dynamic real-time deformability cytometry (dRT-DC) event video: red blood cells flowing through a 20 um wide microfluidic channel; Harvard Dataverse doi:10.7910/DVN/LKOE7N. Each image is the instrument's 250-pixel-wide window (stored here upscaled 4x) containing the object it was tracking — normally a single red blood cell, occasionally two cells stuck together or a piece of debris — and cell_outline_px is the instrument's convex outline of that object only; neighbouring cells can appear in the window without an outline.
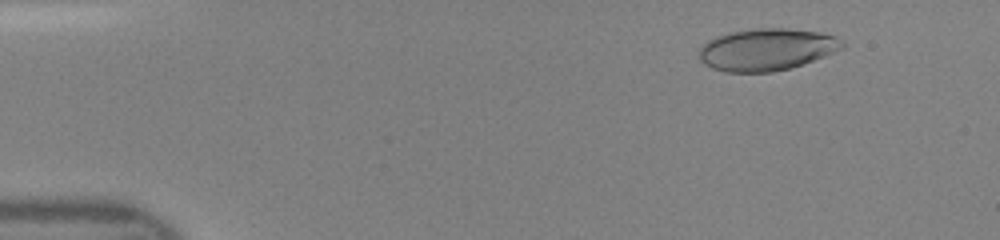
{"species": "human", "species_latin": "Homo sapiens", "temperature_condition": "room temperature", "stored_images_in_passage": 47, "camera_frame_rate_fps": 3000, "um_per_image_px": 0.085, "donor": {"sex": "female"}, "frame": {"image": 1, "passage_image": 5, "time_ms": 1.333, "image_size_px": [1000, 240], "cell_outline_px": [[844, 48], [804, 64], [772, 72], [728, 72], [712, 68], [704, 64], [700, 60], [696, 52], [700, 44], [716, 36], [732, 32], [760, 28], [784, 28], [820, 32], [836, 36], [844, 44]], "centroid_in_image_um": [65.12, 4.21], "position_along_channel_um": 19.9, "area_um2": 35.2}}
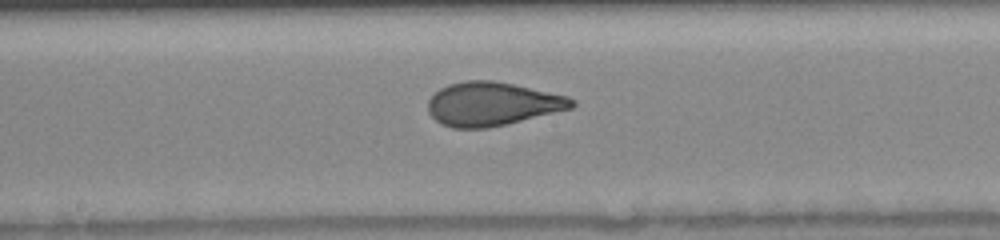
{"frame": {"image": 2, "passage_image": 25, "time_ms": 8.0, "image_size_px": [1000, 240], "cell_outline_px": [[576, 104], [572, 108], [488, 128], [452, 128], [436, 120], [428, 112], [428, 100], [440, 88], [448, 84], [464, 80], [492, 80], [512, 84], [568, 96], [576, 100]], "centroid_in_image_um": [41.83, 8.82], "position_along_channel_um": 206.4, "area_um2": 36.3}}
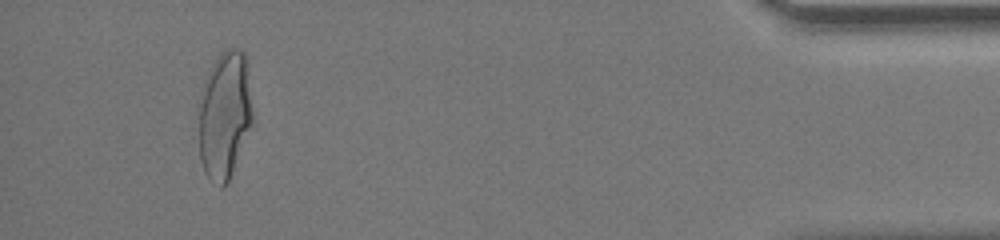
{"frame": {"image": 3, "passage_image": 44, "time_ms": 14.333, "image_size_px": [1000, 240], "cell_outline_px": [[252, 124], [228, 180], [220, 188], [204, 172], [200, 160], [196, 104], [204, 80], [216, 56], [224, 48], [236, 48], [244, 52], [248, 60], [252, 112]], "centroid_in_image_um": [19.05, 9.69], "position_along_channel_um": 416.2, "area_um2": 41.04}}